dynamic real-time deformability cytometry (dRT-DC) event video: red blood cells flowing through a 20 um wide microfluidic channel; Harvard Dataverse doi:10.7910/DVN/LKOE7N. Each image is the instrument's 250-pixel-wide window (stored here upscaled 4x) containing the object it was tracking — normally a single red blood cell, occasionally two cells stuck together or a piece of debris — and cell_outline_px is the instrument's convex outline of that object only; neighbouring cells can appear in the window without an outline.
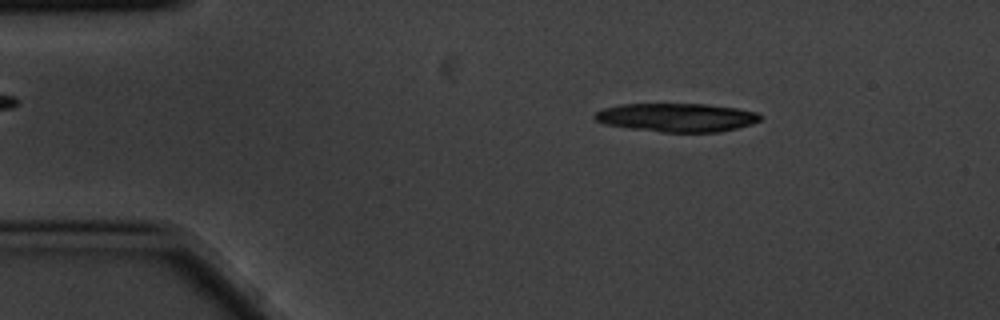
{"species": "common noctule bat (a hibernating species)", "species_latin": "Nyctalus noctula", "temperature_condition": "cold", "stored_images_in_passage": 4, "camera_frame_rate_fps": 3000, "um_per_image_px": 0.085, "animal": {"sex": "male", "body_mass_g": 20.1, "forearm_length_mm": 53.5}, "frame": {"image": 1, "passage_image": 2, "time_ms": 0.333, "image_size_px": [1000, 320], "cell_outline_px": [[764, 116], [760, 120], [752, 124], [736, 128], [716, 132], [660, 132], [628, 128], [604, 124], [596, 120], [592, 116], [596, 112], [604, 108], [624, 104], [704, 104], [736, 108], [756, 112]], "centroid_in_image_um": [57.52, 9.99], "position_along_channel_um": 27.5, "area_um2": 27.51}}